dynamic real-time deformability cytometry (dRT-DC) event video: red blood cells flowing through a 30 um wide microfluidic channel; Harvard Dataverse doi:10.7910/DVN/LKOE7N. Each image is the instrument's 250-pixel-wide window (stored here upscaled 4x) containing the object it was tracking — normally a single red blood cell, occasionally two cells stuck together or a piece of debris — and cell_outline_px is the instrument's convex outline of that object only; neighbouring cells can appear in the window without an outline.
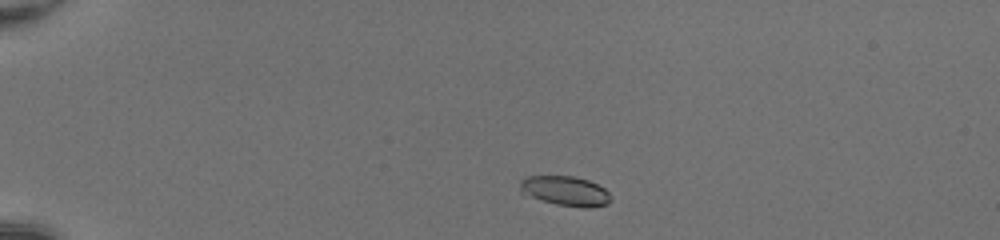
{"species": "common noctule bat (a hibernating species)", "species_latin": "Nyctalus noctula", "temperature_condition": "room temperature", "stored_images_in_passage": 42, "camera_frame_rate_fps": 3000, "um_per_image_px": 0.085, "animal": {"sex": "female", "body_mass_g": 20.0, "forearm_length_mm": 54.0}, "frame": {"image": 1, "passage_image": 3, "time_ms": 0.667, "image_size_px": [1000, 240], "cell_outline_px": [[612, 200], [608, 204], [588, 208], [584, 208], [556, 204], [540, 200], [520, 192], [520, 180], [524, 176], [572, 176], [588, 180], [604, 188], [612, 196]], "centroid_in_image_um": [48.06, 16.23], "position_along_channel_um": 36.9, "area_um2": 15.84}}
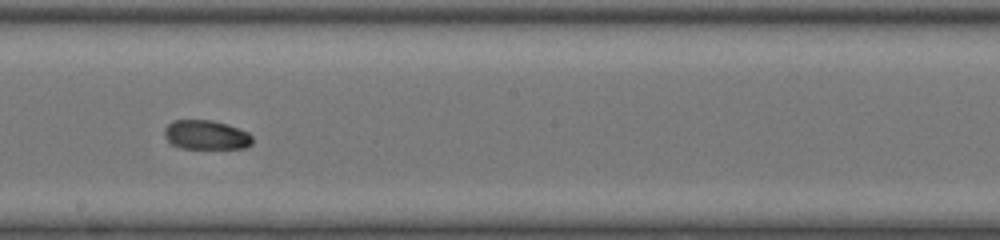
{"frame": {"image": 2, "passage_image": 22, "time_ms": 7.0, "image_size_px": [1000, 240], "cell_outline_px": [[252, 144], [244, 148], [180, 148], [168, 144], [164, 136], [164, 128], [172, 120], [212, 120], [228, 124], [248, 132], [252, 136]], "centroid_in_image_um": [17.48, 11.47], "position_along_channel_um": 230.7, "area_um2": 15.26}}
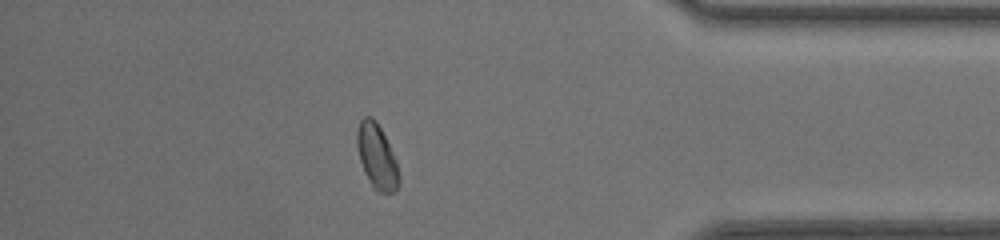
{"frame": {"image": 3, "passage_image": 36, "time_ms": 11.667, "image_size_px": [1000, 240], "cell_outline_px": [[400, 184], [396, 192], [380, 192], [372, 188], [364, 172], [360, 160], [356, 144], [356, 132], [360, 120], [364, 116], [372, 116], [376, 120], [396, 160], [400, 176]], "centroid_in_image_um": [32.03, 13.32], "position_along_channel_um": 403.2, "area_um2": 15.95}, "authors_computed_cell_mechanics": {"area_um2": 15.606, "velocity_mm_per_s": 4.2167, "shape_relaxation_time_tau1_ms": null, "shape_relaxation_time_tau2_ms": 3.5992, "deformation_change_tau1": null, "deformation_change_tau2": 0.043}}